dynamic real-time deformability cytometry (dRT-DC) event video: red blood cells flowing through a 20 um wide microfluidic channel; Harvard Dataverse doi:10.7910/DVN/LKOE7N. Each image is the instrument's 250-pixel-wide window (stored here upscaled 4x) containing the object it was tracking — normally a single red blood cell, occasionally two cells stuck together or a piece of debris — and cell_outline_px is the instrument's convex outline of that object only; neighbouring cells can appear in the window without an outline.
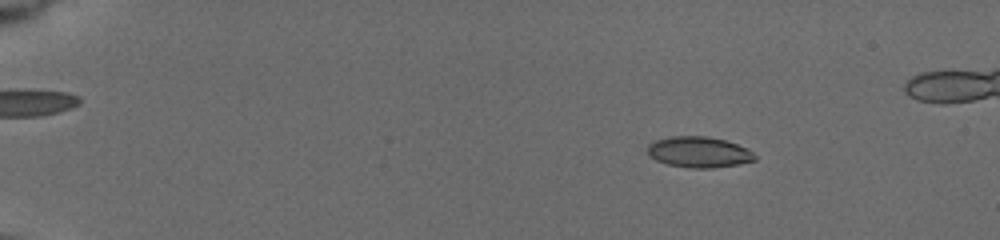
{"species": "common noctule bat (a hibernating species)", "species_latin": "Nyctalus noctula", "temperature_condition": "cold", "stored_images_in_passage": 9, "camera_frame_rate_fps": 3000, "um_per_image_px": 0.085, "animal": {"sex": "female", "body_mass_g": 19.5, "forearm_length_mm": 54.1}, "frame": {"image": 1, "passage_image": 4, "time_ms": 3.0, "image_size_px": [1000, 240], "cell_outline_px": [[756, 160], [736, 164], [712, 168], [692, 168], [668, 164], [656, 160], [648, 156], [648, 144], [656, 140], [672, 136], [708, 136], [724, 140], [748, 148], [756, 156]], "centroid_in_image_um": [59.39, 12.92], "position_along_channel_um": 25.6, "area_um2": 19.19}}
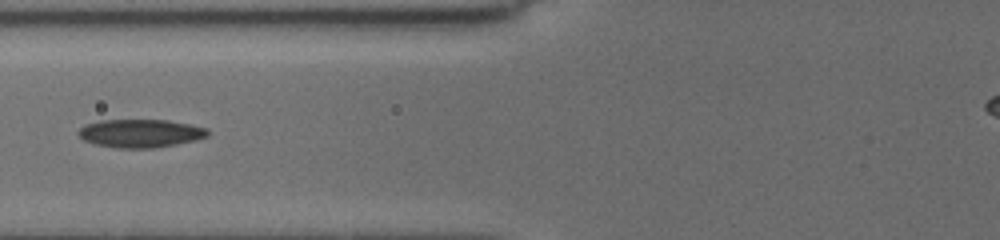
{"frame": {"image": 2, "passage_image": 9, "time_ms": 8.333, "image_size_px": [1000, 240], "cell_outline_px": [[208, 136], [196, 140], [176, 144], [152, 148], [116, 148], [96, 144], [84, 140], [76, 132], [84, 124], [100, 120], [168, 120], [208, 128]], "centroid_in_image_um": [11.92, 11.33], "position_along_channel_um": 113.9, "area_um2": 21.27}}